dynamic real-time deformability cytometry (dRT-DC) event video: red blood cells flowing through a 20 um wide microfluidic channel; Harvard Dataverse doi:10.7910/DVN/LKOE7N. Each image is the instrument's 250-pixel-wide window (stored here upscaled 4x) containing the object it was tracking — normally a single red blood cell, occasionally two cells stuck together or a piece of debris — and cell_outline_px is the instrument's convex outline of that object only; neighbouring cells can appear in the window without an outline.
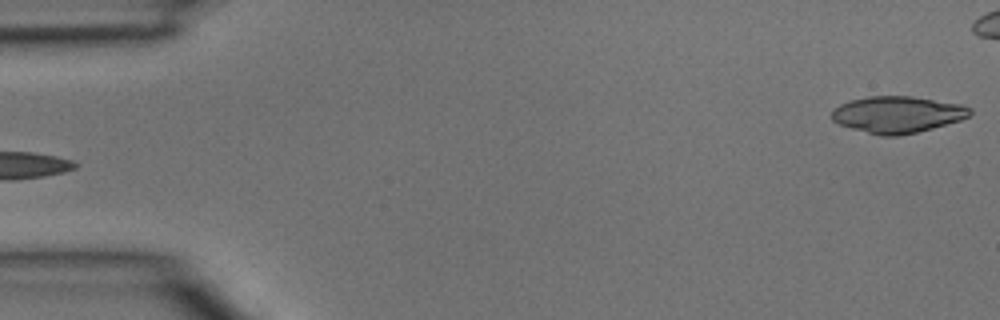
{"species": "common noctule bat (a hibernating species)", "species_latin": "Nyctalus noctula", "temperature_condition": "room temperature", "stored_images_in_passage": 5, "segment_of_instrument_passage": [2, 2], "camera_frame_rate_fps": 3000, "um_per_image_px": 0.085, "animal": {"sex": "male", "body_mass_g": 15.6}, "frame": {"image": 1, "passage_image": 5, "time_ms": 1.333, "image_size_px": [1000, 320], "cell_outline_px": [[972, 112], [968, 116], [960, 120], [932, 128], [900, 136], [880, 136], [852, 128], [840, 124], [832, 120], [832, 112], [840, 104], [848, 100], [868, 96], [912, 96], [960, 104], [972, 108]], "centroid_in_image_um": [76.28, 9.73], "position_along_channel_um": 8.7, "area_um2": 29.36}}